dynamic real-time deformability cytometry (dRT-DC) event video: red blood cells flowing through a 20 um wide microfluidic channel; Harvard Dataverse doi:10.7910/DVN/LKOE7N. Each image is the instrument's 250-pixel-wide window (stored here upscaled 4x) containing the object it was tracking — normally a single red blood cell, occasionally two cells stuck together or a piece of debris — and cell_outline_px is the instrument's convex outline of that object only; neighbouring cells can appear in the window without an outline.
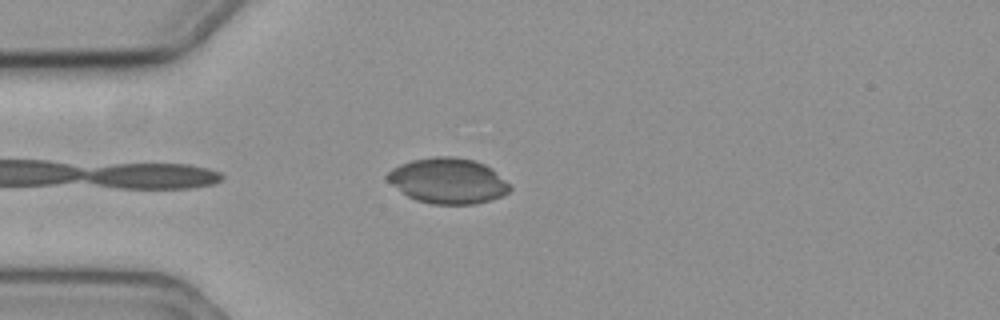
{"species": "common noctule bat (a hibernating species)", "species_latin": "Nyctalus noctula", "temperature_condition": "cold", "stored_images_in_passage": 30, "camera_frame_rate_fps": 3000, "um_per_image_px": 0.085, "animal": {"sex": "female", "body_mass_g": 19.3, "forearm_length_mm": 54.1}, "frame": {"image": 1, "passage_image": 4, "time_ms": 1.0, "image_size_px": [1000, 320], "cell_outline_px": [[512, 188], [508, 192], [500, 196], [476, 204], [432, 204], [416, 200], [408, 196], [392, 184], [384, 176], [392, 168], [400, 164], [412, 160], [436, 156], [452, 156], [476, 160], [492, 168]], "centroid_in_image_um": [38.06, 15.35], "position_along_channel_um": 46.9, "area_um2": 32.31}}
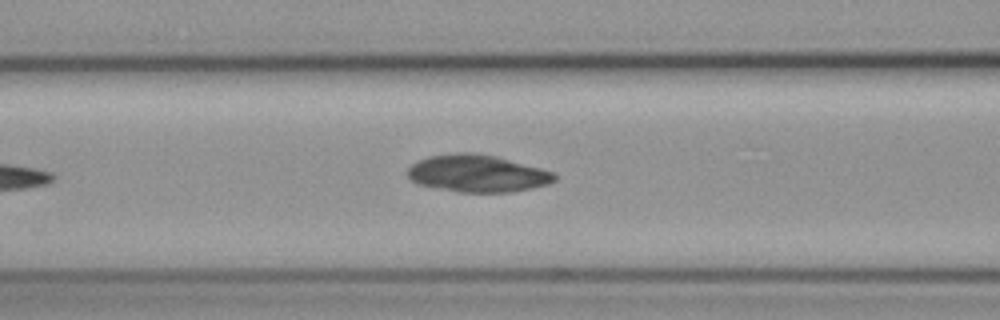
{"frame": {"image": 2, "passage_image": 12, "time_ms": 3.667, "image_size_px": [1000, 320], "cell_outline_px": [[556, 180], [548, 184], [532, 188], [508, 192], [460, 192], [416, 184], [408, 176], [408, 168], [412, 164], [428, 156], [456, 152], [476, 152], [496, 156], [540, 168], [552, 172], [556, 176]], "centroid_in_image_um": [40.56, 14.73], "position_along_channel_um": 126.0, "area_um2": 31.79}}
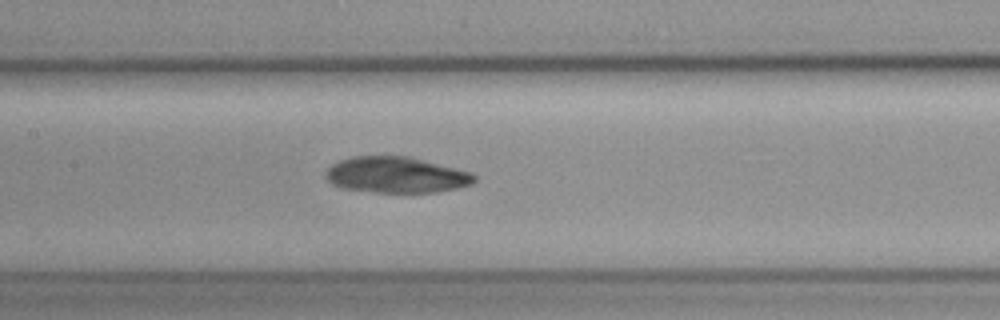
{"frame": {"image": 3, "passage_image": 16, "time_ms": 5.0, "image_size_px": [1000, 320], "cell_outline_px": [[476, 180], [472, 184], [456, 188], [436, 192], [376, 192], [340, 188], [332, 184], [324, 176], [328, 168], [332, 164], [340, 160], [356, 156], [408, 156], [472, 172], [476, 176]], "centroid_in_image_um": [33.67, 14.87], "position_along_channel_um": 173.7, "area_um2": 31.15}}